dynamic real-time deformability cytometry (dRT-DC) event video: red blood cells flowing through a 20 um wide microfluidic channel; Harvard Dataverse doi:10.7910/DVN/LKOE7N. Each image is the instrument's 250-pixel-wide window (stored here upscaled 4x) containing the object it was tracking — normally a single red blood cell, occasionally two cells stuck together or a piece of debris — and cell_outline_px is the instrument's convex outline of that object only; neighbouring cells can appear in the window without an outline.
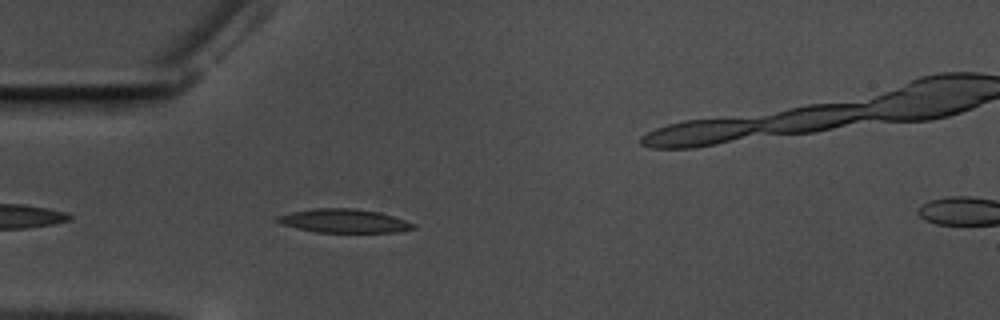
{"species": "common noctule bat (a hibernating species)", "species_latin": "Nyctalus noctula", "temperature_condition": "warm", "stored_images_in_passage": 25, "camera_frame_rate_fps": 3000, "um_per_image_px": 0.085, "animal": {"sex": "male", "body_mass_g": 17.5, "forearm_length_mm": 52.3}, "frame": {"image": 1, "passage_image": 3, "time_ms": 0.667, "image_size_px": [1000, 320], "cell_outline_px": [[416, 228], [396, 232], [316, 232], [284, 224], [276, 220], [276, 216], [292, 212], [316, 208], [352, 208], [380, 212], [416, 224]], "centroid_in_image_um": [29.28, 18.77], "position_along_channel_um": 55.7, "area_um2": 18.44}}
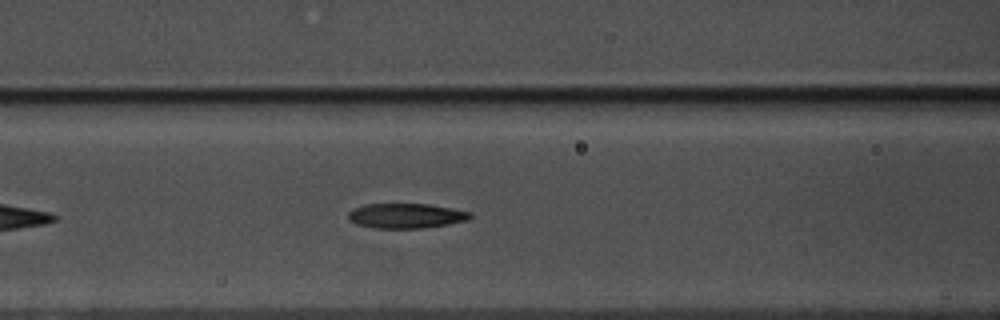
{"frame": {"image": 2, "passage_image": 10, "time_ms": 3.0, "image_size_px": [1000, 320], "cell_outline_px": [[472, 216], [468, 220], [448, 224], [420, 228], [372, 228], [356, 224], [348, 220], [348, 212], [352, 208], [364, 204], [428, 204], [472, 212]], "centroid_in_image_um": [34.46, 18.34], "position_along_channel_um": 132.1, "area_um2": 17.74}}
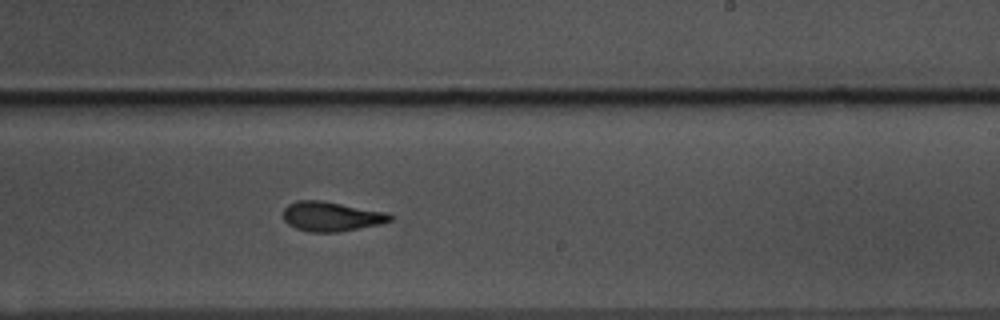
{"frame": {"image": 3, "passage_image": 21, "time_ms": 6.667, "image_size_px": [1000, 320], "cell_outline_px": [[392, 220], [380, 224], [340, 232], [308, 232], [296, 228], [288, 224], [284, 220], [284, 208], [288, 204], [296, 200], [320, 200], [388, 212], [392, 216]], "centroid_in_image_um": [28.16, 18.4], "position_along_channel_um": 260.8, "area_um2": 18.5}}